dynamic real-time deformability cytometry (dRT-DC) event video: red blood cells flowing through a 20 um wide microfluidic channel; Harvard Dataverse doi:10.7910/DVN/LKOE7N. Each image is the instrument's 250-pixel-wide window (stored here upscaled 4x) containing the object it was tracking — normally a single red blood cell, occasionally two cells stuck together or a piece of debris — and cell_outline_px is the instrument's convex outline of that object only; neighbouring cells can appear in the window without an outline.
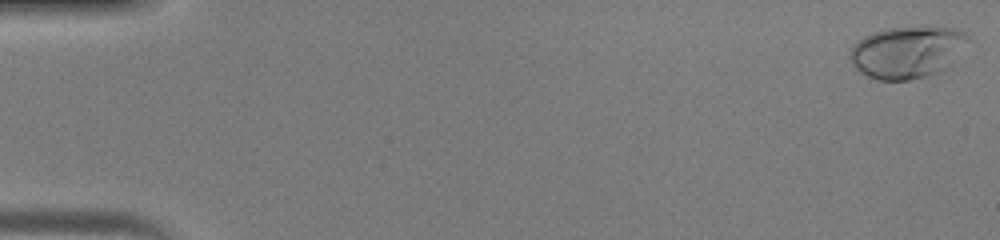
{"species": "human", "species_latin": "Homo sapiens", "temperature_condition": "warm", "stored_images_in_passage": 46, "camera_frame_rate_fps": 3000, "um_per_image_px": 0.085, "donor": {"sex": "male"}, "frame": {"image": 1, "passage_image": 1, "time_ms": 0.0, "image_size_px": [1000, 240], "cell_outline_px": [[968, 36], [948, 68], [940, 72], [928, 76], [908, 80], [876, 80], [860, 72], [852, 64], [848, 56], [852, 44], [864, 36], [872, 32], [888, 28], [924, 24], [956, 28], [964, 32]], "centroid_in_image_um": [77.06, 4.39], "position_along_channel_um": 7.9, "area_um2": 36.36}}
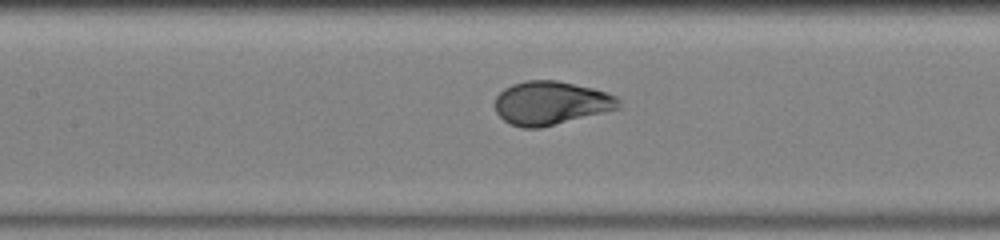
{"frame": {"image": 2, "passage_image": 22, "time_ms": 7.0, "image_size_px": [1000, 240], "cell_outline_px": [[620, 108], [540, 128], [520, 128], [508, 124], [496, 112], [496, 96], [504, 88], [512, 84], [524, 80], [556, 80], [592, 88], [616, 96], [620, 100]], "centroid_in_image_um": [46.8, 8.76], "position_along_channel_um": 160.6, "area_um2": 31.33}}
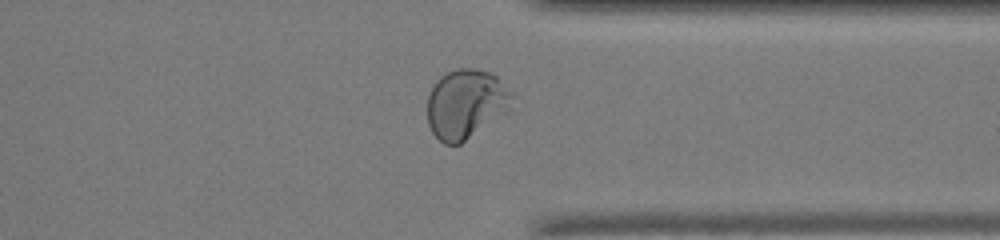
{"frame": {"image": 3, "passage_image": 36, "time_ms": 11.667, "image_size_px": [1000, 240], "cell_outline_px": [[516, 96], [512, 108], [460, 144], [444, 144], [432, 132], [428, 124], [428, 96], [436, 80], [440, 76], [456, 68], [476, 68], [492, 72]], "centroid_in_image_um": [39.63, 8.81], "position_along_channel_um": 371.8, "area_um2": 34.45}}